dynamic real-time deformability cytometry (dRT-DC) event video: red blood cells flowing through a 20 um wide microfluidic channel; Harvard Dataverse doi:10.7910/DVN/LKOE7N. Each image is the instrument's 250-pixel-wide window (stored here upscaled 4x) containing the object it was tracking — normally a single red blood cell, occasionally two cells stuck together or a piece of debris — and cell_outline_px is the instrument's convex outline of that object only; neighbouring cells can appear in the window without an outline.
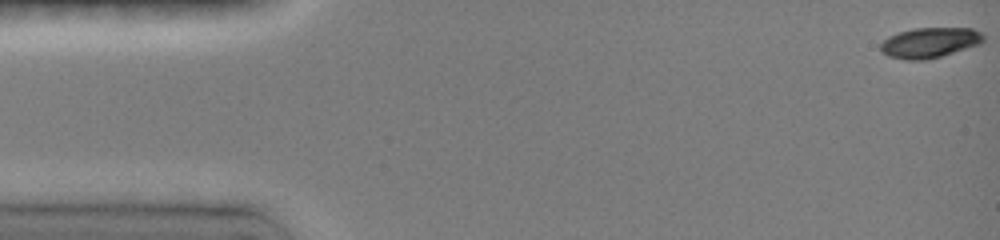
{"species": "common noctule bat (a hibernating species)", "species_latin": "Nyctalus noctula", "temperature_condition": "room temperature", "stored_images_in_passage": 68, "camera_frame_rate_fps": 3000, "um_per_image_px": 0.085, "animal": {"sex": "female", "body_mass_g": 19.0, "forearm_length_mm": 51.5}, "frame": {"image": 1, "passage_image": 1, "time_ms": 0.0, "image_size_px": [1000, 240], "cell_outline_px": [[984, 40], [980, 44], [940, 56], [924, 60], [904, 60], [888, 56], [880, 48], [880, 44], [888, 36], [912, 28], [972, 28], [980, 32], [984, 36]], "centroid_in_image_um": [79.02, 3.62], "position_along_channel_um": 6.0, "area_um2": 18.03}}
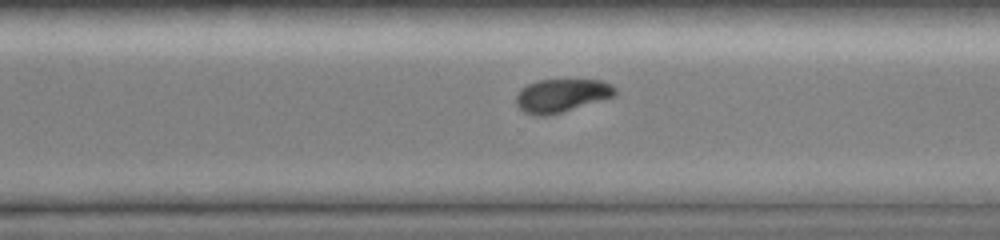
{"frame": {"image": 2, "passage_image": 50, "time_ms": 11.0, "image_size_px": [1000, 240], "cell_outline_px": [[616, 96], [560, 112], [544, 116], [540, 116], [524, 112], [516, 104], [516, 96], [528, 84], [540, 80], [600, 80], [612, 84], [616, 88]], "centroid_in_image_um": [47.77, 8.11], "position_along_channel_um": 322.8, "area_um2": 18.84}}
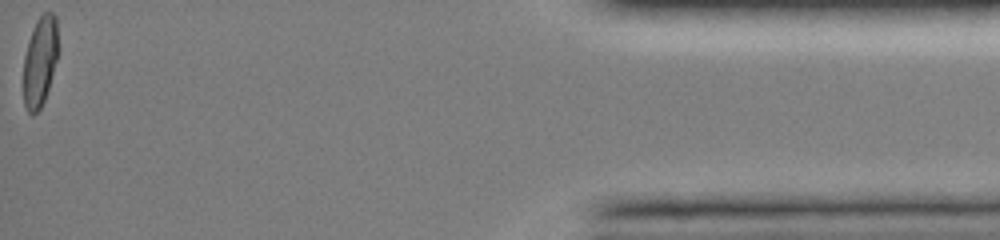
{"frame": {"image": 3, "passage_image": 68, "time_ms": 15.667, "image_size_px": [1000, 240], "cell_outline_px": [[56, 60], [48, 88], [44, 100], [40, 108], [32, 116], [28, 112], [24, 104], [24, 56], [28, 40], [36, 20], [44, 12], [52, 12], [56, 16]], "centroid_in_image_um": [3.37, 5.21], "position_along_channel_um": 431.8, "area_um2": 17.74}, "authors_computed_cell_mechanics": {"area_um2": 19.1318, "velocity_mm_per_s": 4.0694, "shape_relaxation_time_tau1_ms": 5.1835, "shape_relaxation_time_tau2_ms": null, "deformation_change_tau1": 0.1538, "deformation_change_tau2": null}}